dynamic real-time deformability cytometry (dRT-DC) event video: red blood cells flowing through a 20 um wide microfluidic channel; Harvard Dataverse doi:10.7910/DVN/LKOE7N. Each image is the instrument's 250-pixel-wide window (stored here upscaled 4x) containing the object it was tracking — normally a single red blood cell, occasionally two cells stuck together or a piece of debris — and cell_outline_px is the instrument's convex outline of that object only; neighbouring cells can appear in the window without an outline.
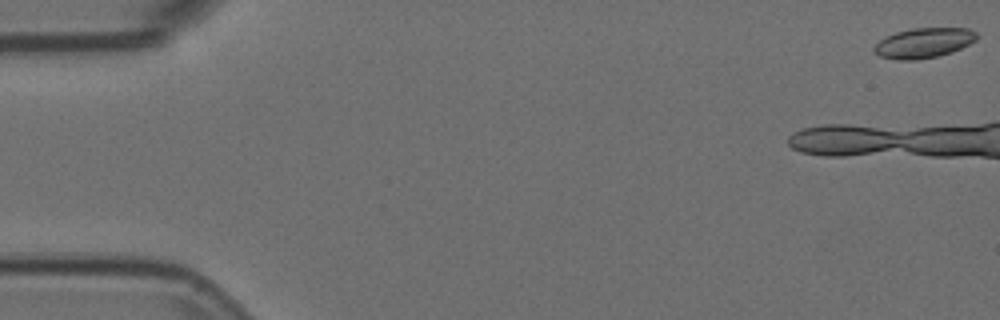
{"species": "Egyptian fruit bat (a non-hibernating species)", "species_latin": "Rousettus aegyptiacus", "temperature_condition": "room temperature", "stored_images_in_passage": 28, "camera_frame_rate_fps": 3000, "um_per_image_px": 0.085, "animal": {"sex": "female"}, "frame": {"image": 1, "passage_image": 1, "time_ms": 0.0, "image_size_px": [1000, 320], "cell_outline_px": [[976, 40], [952, 52], [936, 56], [916, 60], [900, 60], [880, 56], [872, 48], [884, 36], [896, 32], [912, 28], [968, 28], [976, 32]], "centroid_in_image_um": [78.49, 3.64], "position_along_channel_um": 6.5, "area_um2": 17.8}}
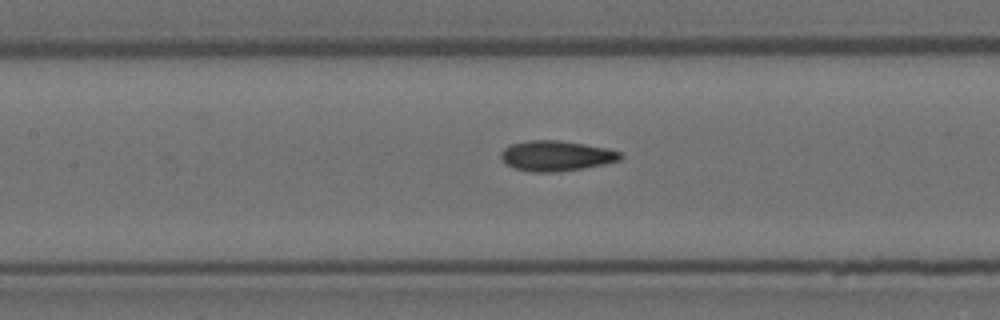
{"frame": {"image": 2, "passage_image": 22, "time_ms": 7.0, "image_size_px": [1000, 320], "cell_outline_px": [[624, 156], [620, 160], [604, 164], [584, 168], [556, 172], [532, 172], [512, 168], [504, 164], [500, 156], [500, 152], [504, 148], [512, 144], [528, 140], [560, 140], [608, 148], [620, 152]], "centroid_in_image_um": [47.26, 13.25], "position_along_channel_um": 160.1, "area_um2": 21.33}}
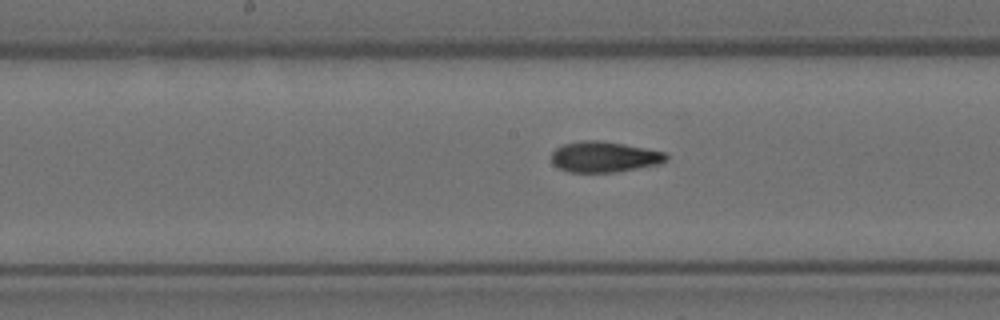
{"frame": {"image": 3, "passage_image": 25, "time_ms": 8.0, "image_size_px": [1000, 320], "cell_outline_px": [[668, 160], [660, 164], [616, 172], [568, 172], [552, 164], [552, 152], [556, 148], [564, 144], [580, 140], [600, 140], [624, 144], [664, 152], [668, 156]], "centroid_in_image_um": [51.35, 13.33], "position_along_channel_um": 196.8, "area_um2": 20.58}}